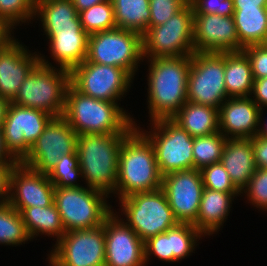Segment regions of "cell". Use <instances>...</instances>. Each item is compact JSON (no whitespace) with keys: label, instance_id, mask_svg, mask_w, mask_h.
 <instances>
[{"label":"cell","instance_id":"obj_1","mask_svg":"<svg viewBox=\"0 0 267 266\" xmlns=\"http://www.w3.org/2000/svg\"><path fill=\"white\" fill-rule=\"evenodd\" d=\"M148 109L152 121L171 119L187 100L191 55L149 58Z\"/></svg>","mask_w":267,"mask_h":266},{"label":"cell","instance_id":"obj_2","mask_svg":"<svg viewBox=\"0 0 267 266\" xmlns=\"http://www.w3.org/2000/svg\"><path fill=\"white\" fill-rule=\"evenodd\" d=\"M140 130L139 126L135 127L121 144L114 193L119 200L162 187V175L157 166L154 147Z\"/></svg>","mask_w":267,"mask_h":266},{"label":"cell","instance_id":"obj_3","mask_svg":"<svg viewBox=\"0 0 267 266\" xmlns=\"http://www.w3.org/2000/svg\"><path fill=\"white\" fill-rule=\"evenodd\" d=\"M135 127L133 123L123 134L78 135L79 167L88 188L115 193L121 144Z\"/></svg>","mask_w":267,"mask_h":266},{"label":"cell","instance_id":"obj_4","mask_svg":"<svg viewBox=\"0 0 267 266\" xmlns=\"http://www.w3.org/2000/svg\"><path fill=\"white\" fill-rule=\"evenodd\" d=\"M62 116L77 135L123 134L133 123L137 126L130 114L119 107L117 102L83 95L71 84L66 91Z\"/></svg>","mask_w":267,"mask_h":266},{"label":"cell","instance_id":"obj_5","mask_svg":"<svg viewBox=\"0 0 267 266\" xmlns=\"http://www.w3.org/2000/svg\"><path fill=\"white\" fill-rule=\"evenodd\" d=\"M54 68L40 54V62L22 82L11 103L41 110L53 117L62 116L65 109L66 91L70 85V71Z\"/></svg>","mask_w":267,"mask_h":266},{"label":"cell","instance_id":"obj_6","mask_svg":"<svg viewBox=\"0 0 267 266\" xmlns=\"http://www.w3.org/2000/svg\"><path fill=\"white\" fill-rule=\"evenodd\" d=\"M108 197L99 190L84 186L55 187L54 203L65 231L93 229L103 225L113 212L106 201Z\"/></svg>","mask_w":267,"mask_h":266},{"label":"cell","instance_id":"obj_7","mask_svg":"<svg viewBox=\"0 0 267 266\" xmlns=\"http://www.w3.org/2000/svg\"><path fill=\"white\" fill-rule=\"evenodd\" d=\"M119 204L126 217L125 223L142 241L164 233L179 223L162 188L132 194L120 199Z\"/></svg>","mask_w":267,"mask_h":266},{"label":"cell","instance_id":"obj_8","mask_svg":"<svg viewBox=\"0 0 267 266\" xmlns=\"http://www.w3.org/2000/svg\"><path fill=\"white\" fill-rule=\"evenodd\" d=\"M143 59L142 34L136 31L116 27L89 35L85 62L120 67L134 78Z\"/></svg>","mask_w":267,"mask_h":266},{"label":"cell","instance_id":"obj_9","mask_svg":"<svg viewBox=\"0 0 267 266\" xmlns=\"http://www.w3.org/2000/svg\"><path fill=\"white\" fill-rule=\"evenodd\" d=\"M193 16L192 6L185 5L166 23L148 27L142 34L144 59L192 55Z\"/></svg>","mask_w":267,"mask_h":266},{"label":"cell","instance_id":"obj_10","mask_svg":"<svg viewBox=\"0 0 267 266\" xmlns=\"http://www.w3.org/2000/svg\"><path fill=\"white\" fill-rule=\"evenodd\" d=\"M150 123L151 131L141 132L154 147L160 174L164 176L175 171L194 169L193 138L188 132L172 119Z\"/></svg>","mask_w":267,"mask_h":266},{"label":"cell","instance_id":"obj_11","mask_svg":"<svg viewBox=\"0 0 267 266\" xmlns=\"http://www.w3.org/2000/svg\"><path fill=\"white\" fill-rule=\"evenodd\" d=\"M225 52H194L187 79V100L214 107L224 103L227 96L224 82Z\"/></svg>","mask_w":267,"mask_h":266},{"label":"cell","instance_id":"obj_12","mask_svg":"<svg viewBox=\"0 0 267 266\" xmlns=\"http://www.w3.org/2000/svg\"><path fill=\"white\" fill-rule=\"evenodd\" d=\"M133 77L120 67L82 62L70 71V84L83 95L118 102L131 88ZM118 100V101H117Z\"/></svg>","mask_w":267,"mask_h":266},{"label":"cell","instance_id":"obj_13","mask_svg":"<svg viewBox=\"0 0 267 266\" xmlns=\"http://www.w3.org/2000/svg\"><path fill=\"white\" fill-rule=\"evenodd\" d=\"M77 139V133L63 116L53 117L21 163L47 174L60 157L77 153Z\"/></svg>","mask_w":267,"mask_h":266},{"label":"cell","instance_id":"obj_14","mask_svg":"<svg viewBox=\"0 0 267 266\" xmlns=\"http://www.w3.org/2000/svg\"><path fill=\"white\" fill-rule=\"evenodd\" d=\"M53 118L44 111L9 102L2 124L5 146L21 162Z\"/></svg>","mask_w":267,"mask_h":266},{"label":"cell","instance_id":"obj_15","mask_svg":"<svg viewBox=\"0 0 267 266\" xmlns=\"http://www.w3.org/2000/svg\"><path fill=\"white\" fill-rule=\"evenodd\" d=\"M50 252L58 266H105L104 226L65 232Z\"/></svg>","mask_w":267,"mask_h":266},{"label":"cell","instance_id":"obj_16","mask_svg":"<svg viewBox=\"0 0 267 266\" xmlns=\"http://www.w3.org/2000/svg\"><path fill=\"white\" fill-rule=\"evenodd\" d=\"M175 219L193 224L198 215L204 189L201 171H175L162 176V187Z\"/></svg>","mask_w":267,"mask_h":266},{"label":"cell","instance_id":"obj_17","mask_svg":"<svg viewBox=\"0 0 267 266\" xmlns=\"http://www.w3.org/2000/svg\"><path fill=\"white\" fill-rule=\"evenodd\" d=\"M116 214L113 211L103 224L105 266H145L144 241Z\"/></svg>","mask_w":267,"mask_h":266},{"label":"cell","instance_id":"obj_18","mask_svg":"<svg viewBox=\"0 0 267 266\" xmlns=\"http://www.w3.org/2000/svg\"><path fill=\"white\" fill-rule=\"evenodd\" d=\"M193 45L195 52L224 53L243 51L233 16L194 14Z\"/></svg>","mask_w":267,"mask_h":266},{"label":"cell","instance_id":"obj_19","mask_svg":"<svg viewBox=\"0 0 267 266\" xmlns=\"http://www.w3.org/2000/svg\"><path fill=\"white\" fill-rule=\"evenodd\" d=\"M55 186L47 174L18 162L10 177L9 204L18 212L28 207H46L54 203Z\"/></svg>","mask_w":267,"mask_h":266},{"label":"cell","instance_id":"obj_20","mask_svg":"<svg viewBox=\"0 0 267 266\" xmlns=\"http://www.w3.org/2000/svg\"><path fill=\"white\" fill-rule=\"evenodd\" d=\"M202 236L204 235L193 224L178 223L164 233L144 241L145 263L152 255L165 262L184 259L193 252Z\"/></svg>","mask_w":267,"mask_h":266},{"label":"cell","instance_id":"obj_21","mask_svg":"<svg viewBox=\"0 0 267 266\" xmlns=\"http://www.w3.org/2000/svg\"><path fill=\"white\" fill-rule=\"evenodd\" d=\"M17 40L12 39L0 49V96L9 102L14 99L27 75L40 62L39 54L30 53Z\"/></svg>","mask_w":267,"mask_h":266},{"label":"cell","instance_id":"obj_22","mask_svg":"<svg viewBox=\"0 0 267 266\" xmlns=\"http://www.w3.org/2000/svg\"><path fill=\"white\" fill-rule=\"evenodd\" d=\"M250 97H231L219 107V131L227 139L252 138L258 134L261 109Z\"/></svg>","mask_w":267,"mask_h":266},{"label":"cell","instance_id":"obj_23","mask_svg":"<svg viewBox=\"0 0 267 266\" xmlns=\"http://www.w3.org/2000/svg\"><path fill=\"white\" fill-rule=\"evenodd\" d=\"M58 67L71 71L87 58L89 35L83 28L44 29Z\"/></svg>","mask_w":267,"mask_h":266},{"label":"cell","instance_id":"obj_24","mask_svg":"<svg viewBox=\"0 0 267 266\" xmlns=\"http://www.w3.org/2000/svg\"><path fill=\"white\" fill-rule=\"evenodd\" d=\"M220 162L235 187L242 192L257 168L251 138L227 139Z\"/></svg>","mask_w":267,"mask_h":266},{"label":"cell","instance_id":"obj_25","mask_svg":"<svg viewBox=\"0 0 267 266\" xmlns=\"http://www.w3.org/2000/svg\"><path fill=\"white\" fill-rule=\"evenodd\" d=\"M239 195L241 193H225L204 188L197 219L193 225L205 236L219 232L230 213L234 197Z\"/></svg>","mask_w":267,"mask_h":266},{"label":"cell","instance_id":"obj_26","mask_svg":"<svg viewBox=\"0 0 267 266\" xmlns=\"http://www.w3.org/2000/svg\"><path fill=\"white\" fill-rule=\"evenodd\" d=\"M171 119L192 138L220 132L218 109L211 106L187 101Z\"/></svg>","mask_w":267,"mask_h":266},{"label":"cell","instance_id":"obj_27","mask_svg":"<svg viewBox=\"0 0 267 266\" xmlns=\"http://www.w3.org/2000/svg\"><path fill=\"white\" fill-rule=\"evenodd\" d=\"M224 82L229 98L249 97L252 94L254 77L244 51L225 52Z\"/></svg>","mask_w":267,"mask_h":266},{"label":"cell","instance_id":"obj_28","mask_svg":"<svg viewBox=\"0 0 267 266\" xmlns=\"http://www.w3.org/2000/svg\"><path fill=\"white\" fill-rule=\"evenodd\" d=\"M34 16L40 19L43 29L82 28L72 0H37Z\"/></svg>","mask_w":267,"mask_h":266},{"label":"cell","instance_id":"obj_29","mask_svg":"<svg viewBox=\"0 0 267 266\" xmlns=\"http://www.w3.org/2000/svg\"><path fill=\"white\" fill-rule=\"evenodd\" d=\"M234 23L240 45L265 44L267 41V7L234 9Z\"/></svg>","mask_w":267,"mask_h":266},{"label":"cell","instance_id":"obj_30","mask_svg":"<svg viewBox=\"0 0 267 266\" xmlns=\"http://www.w3.org/2000/svg\"><path fill=\"white\" fill-rule=\"evenodd\" d=\"M20 214L31 239L45 234L56 236L58 241L66 232L55 203L46 207L24 208Z\"/></svg>","mask_w":267,"mask_h":266},{"label":"cell","instance_id":"obj_31","mask_svg":"<svg viewBox=\"0 0 267 266\" xmlns=\"http://www.w3.org/2000/svg\"><path fill=\"white\" fill-rule=\"evenodd\" d=\"M116 27L143 34L149 27V0H111Z\"/></svg>","mask_w":267,"mask_h":266},{"label":"cell","instance_id":"obj_32","mask_svg":"<svg viewBox=\"0 0 267 266\" xmlns=\"http://www.w3.org/2000/svg\"><path fill=\"white\" fill-rule=\"evenodd\" d=\"M30 239L20 212L9 203L0 204V244L18 246Z\"/></svg>","mask_w":267,"mask_h":266},{"label":"cell","instance_id":"obj_33","mask_svg":"<svg viewBox=\"0 0 267 266\" xmlns=\"http://www.w3.org/2000/svg\"><path fill=\"white\" fill-rule=\"evenodd\" d=\"M226 140L221 132L193 138L194 169L220 162Z\"/></svg>","mask_w":267,"mask_h":266},{"label":"cell","instance_id":"obj_34","mask_svg":"<svg viewBox=\"0 0 267 266\" xmlns=\"http://www.w3.org/2000/svg\"><path fill=\"white\" fill-rule=\"evenodd\" d=\"M79 18L82 28L88 35L116 28L111 0H104L79 12Z\"/></svg>","mask_w":267,"mask_h":266},{"label":"cell","instance_id":"obj_35","mask_svg":"<svg viewBox=\"0 0 267 266\" xmlns=\"http://www.w3.org/2000/svg\"><path fill=\"white\" fill-rule=\"evenodd\" d=\"M55 187H81L76 181L82 177L77 153L65 154L58 159L55 166L47 173Z\"/></svg>","mask_w":267,"mask_h":266},{"label":"cell","instance_id":"obj_36","mask_svg":"<svg viewBox=\"0 0 267 266\" xmlns=\"http://www.w3.org/2000/svg\"><path fill=\"white\" fill-rule=\"evenodd\" d=\"M34 0H0V18L15 29L17 24L34 19ZM27 21V22H26Z\"/></svg>","mask_w":267,"mask_h":266},{"label":"cell","instance_id":"obj_37","mask_svg":"<svg viewBox=\"0 0 267 266\" xmlns=\"http://www.w3.org/2000/svg\"><path fill=\"white\" fill-rule=\"evenodd\" d=\"M200 171L204 188L225 193H241L231 181L221 162L205 166Z\"/></svg>","mask_w":267,"mask_h":266},{"label":"cell","instance_id":"obj_38","mask_svg":"<svg viewBox=\"0 0 267 266\" xmlns=\"http://www.w3.org/2000/svg\"><path fill=\"white\" fill-rule=\"evenodd\" d=\"M243 192L252 205L267 211V169L256 168Z\"/></svg>","mask_w":267,"mask_h":266},{"label":"cell","instance_id":"obj_39","mask_svg":"<svg viewBox=\"0 0 267 266\" xmlns=\"http://www.w3.org/2000/svg\"><path fill=\"white\" fill-rule=\"evenodd\" d=\"M186 4L182 0H149L151 18L149 27L166 23Z\"/></svg>","mask_w":267,"mask_h":266},{"label":"cell","instance_id":"obj_40","mask_svg":"<svg viewBox=\"0 0 267 266\" xmlns=\"http://www.w3.org/2000/svg\"><path fill=\"white\" fill-rule=\"evenodd\" d=\"M191 6L194 14L234 15L233 0H195Z\"/></svg>","mask_w":267,"mask_h":266},{"label":"cell","instance_id":"obj_41","mask_svg":"<svg viewBox=\"0 0 267 266\" xmlns=\"http://www.w3.org/2000/svg\"><path fill=\"white\" fill-rule=\"evenodd\" d=\"M243 51L250 60L254 79L267 77V45H250Z\"/></svg>","mask_w":267,"mask_h":266},{"label":"cell","instance_id":"obj_42","mask_svg":"<svg viewBox=\"0 0 267 266\" xmlns=\"http://www.w3.org/2000/svg\"><path fill=\"white\" fill-rule=\"evenodd\" d=\"M251 140L256 167L267 169V138L257 134Z\"/></svg>","mask_w":267,"mask_h":266},{"label":"cell","instance_id":"obj_43","mask_svg":"<svg viewBox=\"0 0 267 266\" xmlns=\"http://www.w3.org/2000/svg\"><path fill=\"white\" fill-rule=\"evenodd\" d=\"M16 164H0V204L9 202L10 177Z\"/></svg>","mask_w":267,"mask_h":266},{"label":"cell","instance_id":"obj_44","mask_svg":"<svg viewBox=\"0 0 267 266\" xmlns=\"http://www.w3.org/2000/svg\"><path fill=\"white\" fill-rule=\"evenodd\" d=\"M252 93V99L260 109L267 108V77L254 79Z\"/></svg>","mask_w":267,"mask_h":266},{"label":"cell","instance_id":"obj_45","mask_svg":"<svg viewBox=\"0 0 267 266\" xmlns=\"http://www.w3.org/2000/svg\"><path fill=\"white\" fill-rule=\"evenodd\" d=\"M18 161L7 150L3 138L2 125H0V164H17Z\"/></svg>","mask_w":267,"mask_h":266},{"label":"cell","instance_id":"obj_46","mask_svg":"<svg viewBox=\"0 0 267 266\" xmlns=\"http://www.w3.org/2000/svg\"><path fill=\"white\" fill-rule=\"evenodd\" d=\"M12 27L9 26L2 18H0V49L5 47L12 39L13 35L11 36Z\"/></svg>","mask_w":267,"mask_h":266},{"label":"cell","instance_id":"obj_47","mask_svg":"<svg viewBox=\"0 0 267 266\" xmlns=\"http://www.w3.org/2000/svg\"><path fill=\"white\" fill-rule=\"evenodd\" d=\"M234 9L267 7V0H233Z\"/></svg>","mask_w":267,"mask_h":266},{"label":"cell","instance_id":"obj_48","mask_svg":"<svg viewBox=\"0 0 267 266\" xmlns=\"http://www.w3.org/2000/svg\"><path fill=\"white\" fill-rule=\"evenodd\" d=\"M104 0H72L73 5L77 9V12H81L85 9L90 8L93 5L99 4Z\"/></svg>","mask_w":267,"mask_h":266},{"label":"cell","instance_id":"obj_49","mask_svg":"<svg viewBox=\"0 0 267 266\" xmlns=\"http://www.w3.org/2000/svg\"><path fill=\"white\" fill-rule=\"evenodd\" d=\"M8 105L9 101L6 98L0 96V125L3 124Z\"/></svg>","mask_w":267,"mask_h":266},{"label":"cell","instance_id":"obj_50","mask_svg":"<svg viewBox=\"0 0 267 266\" xmlns=\"http://www.w3.org/2000/svg\"><path fill=\"white\" fill-rule=\"evenodd\" d=\"M263 113V109L260 110V125L262 126H259V131H258V135L261 136V137H266L267 138V121H266V124L264 123V127H263V124L261 123V121H263L262 119V114Z\"/></svg>","mask_w":267,"mask_h":266},{"label":"cell","instance_id":"obj_51","mask_svg":"<svg viewBox=\"0 0 267 266\" xmlns=\"http://www.w3.org/2000/svg\"><path fill=\"white\" fill-rule=\"evenodd\" d=\"M48 261L50 266H58L48 255Z\"/></svg>","mask_w":267,"mask_h":266},{"label":"cell","instance_id":"obj_52","mask_svg":"<svg viewBox=\"0 0 267 266\" xmlns=\"http://www.w3.org/2000/svg\"><path fill=\"white\" fill-rule=\"evenodd\" d=\"M186 5H192L195 0H182Z\"/></svg>","mask_w":267,"mask_h":266}]
</instances>
